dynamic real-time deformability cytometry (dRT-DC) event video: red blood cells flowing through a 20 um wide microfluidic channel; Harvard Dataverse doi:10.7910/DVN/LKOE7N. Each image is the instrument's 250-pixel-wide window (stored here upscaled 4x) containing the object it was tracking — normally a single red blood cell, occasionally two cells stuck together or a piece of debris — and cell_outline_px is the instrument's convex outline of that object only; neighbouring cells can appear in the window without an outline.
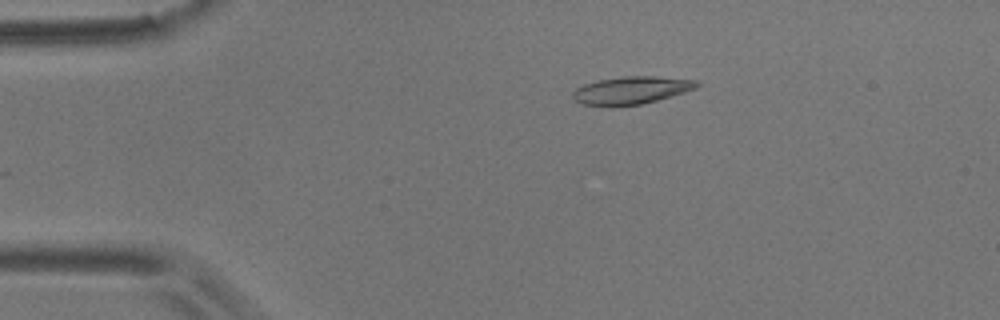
{"species": "common noctule bat (a hibernating species)", "species_latin": "Nyctalus noctula", "temperature_condition": "room temperature", "stored_images_in_passage": 4, "camera_frame_rate_fps": 3000, "um_per_image_px": 0.085, "animal": {"sex": "male", "body_mass_g": 17.9}, "frame": {"image": 1, "passage_image": 4, "time_ms": 1.0, "image_size_px": [1000, 320], "cell_outline_px": [[700, 84], [696, 88], [684, 92], [656, 100], [640, 104], [612, 108], [584, 104], [576, 100], [572, 96], [572, 92], [576, 88], [584, 84], [600, 80], [624, 76], [656, 76], [696, 80]], "centroid_in_image_um": [53.63, 7.69], "position_along_channel_um": 31.4, "area_um2": 20.06}}